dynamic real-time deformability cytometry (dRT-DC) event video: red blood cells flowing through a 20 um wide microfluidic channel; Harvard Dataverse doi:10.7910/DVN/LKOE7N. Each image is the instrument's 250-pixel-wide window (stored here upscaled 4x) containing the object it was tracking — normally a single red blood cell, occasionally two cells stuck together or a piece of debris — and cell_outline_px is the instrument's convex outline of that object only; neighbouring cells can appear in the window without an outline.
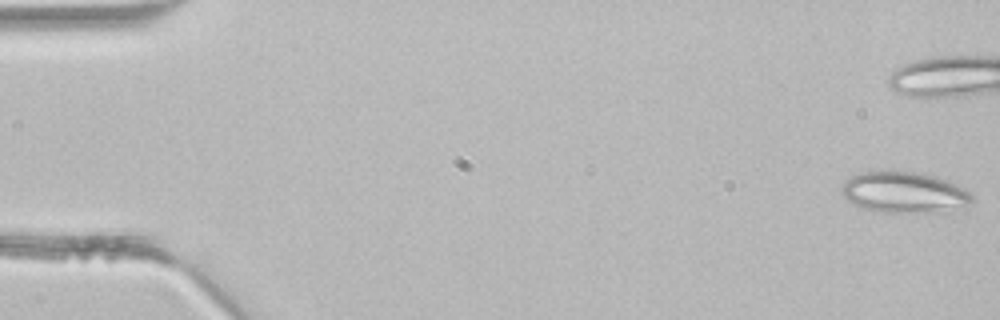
{"species": "common noctule bat (a hibernating species)", "species_latin": "Nyctalus noctula", "temperature_condition": "room temperature", "stored_images_in_passage": 44, "camera_frame_rate_fps": 3000, "um_per_image_px": 0.085, "animal": {"sex": "male", "body_mass_g": 21.5, "forearm_length_mm": 52.0}, "frame": {"image": 1, "passage_image": 1, "time_ms": 0.0, "image_size_px": [1000, 320], "cell_outline_px": [[972, 200], [968, 212], [884, 212], [864, 208], [848, 200], [840, 192], [840, 188], [852, 176], [860, 172], [916, 172], [936, 176], [964, 188], [972, 192]], "centroid_in_image_um": [77.0, 16.39], "position_along_channel_um": 8.0, "area_um2": 31.5}}